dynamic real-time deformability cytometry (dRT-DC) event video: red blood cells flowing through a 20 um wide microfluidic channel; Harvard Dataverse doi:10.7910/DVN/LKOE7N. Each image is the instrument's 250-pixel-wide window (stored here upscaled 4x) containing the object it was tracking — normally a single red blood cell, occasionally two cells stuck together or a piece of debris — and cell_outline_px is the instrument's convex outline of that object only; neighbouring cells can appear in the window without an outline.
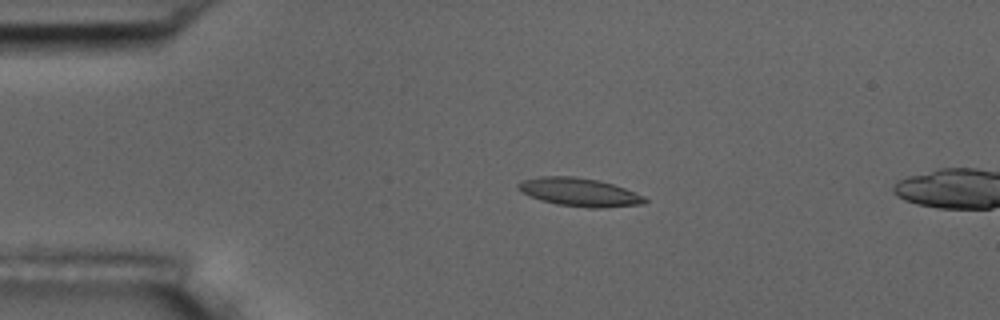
{"species": "common noctule bat (a hibernating species)", "species_latin": "Nyctalus noctula", "temperature_condition": "room temperature", "stored_images_in_passage": 16, "camera_frame_rate_fps": 3000, "um_per_image_px": 0.085, "animal": {"sex": "male", "body_mass_g": 17.5, "forearm_length_mm": 52.3}, "frame": {"image": 1, "passage_image": 12, "time_ms": 3.667, "image_size_px": [1000, 320], "cell_outline_px": [[648, 200], [644, 204], [600, 208], [588, 208], [556, 204], [540, 200], [516, 188], [516, 184], [524, 180], [540, 176], [576, 176], [600, 180], [624, 188], [644, 196]], "centroid_in_image_um": [49.26, 16.33], "position_along_channel_um": 35.7, "area_um2": 20.87}}